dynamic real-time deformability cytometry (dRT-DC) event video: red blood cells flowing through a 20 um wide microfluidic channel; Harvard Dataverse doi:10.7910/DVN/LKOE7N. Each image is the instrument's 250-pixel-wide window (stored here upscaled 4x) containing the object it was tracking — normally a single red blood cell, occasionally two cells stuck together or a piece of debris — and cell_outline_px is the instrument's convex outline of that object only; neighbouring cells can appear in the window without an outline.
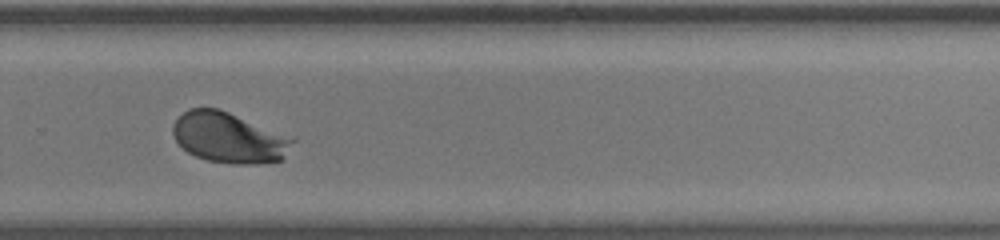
{"species": "human", "species_latin": "Homo sapiens", "temperature_condition": "room temperature", "stored_images_in_passage": 39, "camera_frame_rate_fps": 3000, "um_per_image_px": 0.085, "donor": {"sex": "male"}, "frame": {"image": 1, "passage_image": 28, "time_ms": 9.0, "image_size_px": [1000, 240], "cell_outline_px": [[296, 140], [284, 156], [280, 160], [256, 164], [232, 164], [208, 160], [196, 156], [188, 152], [176, 140], [172, 132], [172, 124], [188, 108], [220, 108], [296, 136]], "centroid_in_image_um": [19.53, 11.67], "position_along_channel_um": 310.3, "area_um2": 35.84}, "authors_computed_cell_mechanics": {"area_um2": 34.9112, "velocity_mm_per_s": 4.1265, "shape_relaxation_time_tau1_ms": 1.9628, "shape_relaxation_time_tau2_ms": null, "deformation_change_tau1": 0.1409, "deformation_change_tau2": null}}